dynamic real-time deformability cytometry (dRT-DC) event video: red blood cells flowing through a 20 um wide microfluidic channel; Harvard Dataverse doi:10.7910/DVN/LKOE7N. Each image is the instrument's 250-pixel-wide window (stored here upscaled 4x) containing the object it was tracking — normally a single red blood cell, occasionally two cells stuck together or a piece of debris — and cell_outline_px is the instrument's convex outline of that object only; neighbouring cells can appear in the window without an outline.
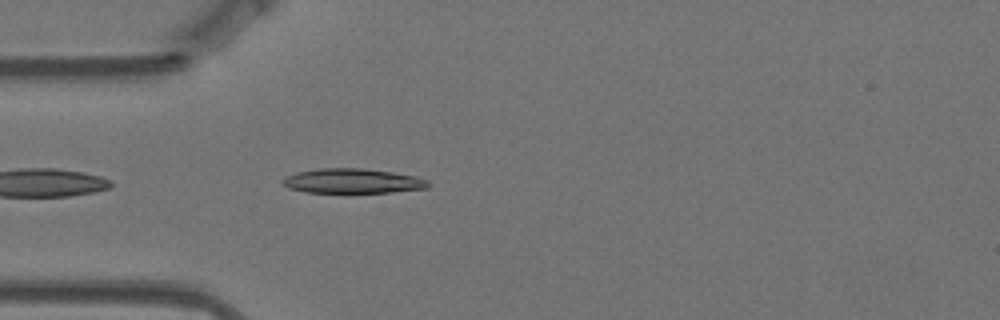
{"species": "Egyptian fruit bat (a non-hibernating species)", "species_latin": "Rousettus aegyptiacus", "temperature_condition": "warm", "stored_images_in_passage": 43, "camera_frame_rate_fps": 3000, "um_per_image_px": 0.085, "animal": {"sex": "female"}, "frame": {"image": 1, "passage_image": 2, "time_ms": 0.333, "image_size_px": [1000, 320], "cell_outline_px": [[432, 184], [428, 188], [392, 192], [308, 192], [288, 188], [280, 180], [284, 176], [296, 172], [320, 168], [364, 168], [392, 172], [416, 176], [428, 180]], "centroid_in_image_um": [29.98, 15.37], "position_along_channel_um": 55.0, "area_um2": 21.04}}
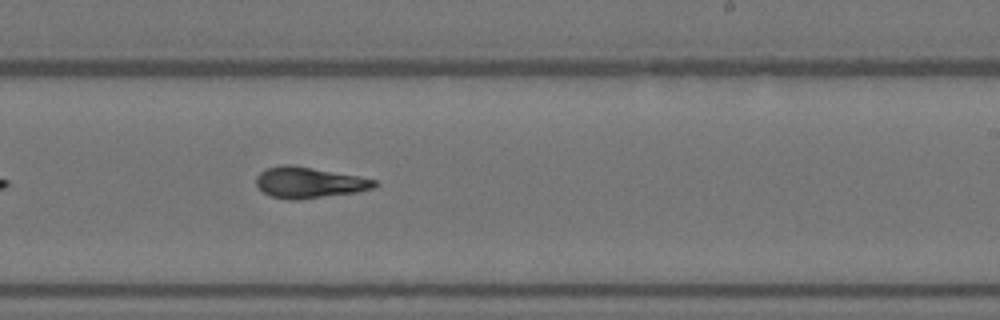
{"frame": {"image": 2, "passage_image": 20, "time_ms": 6.333, "image_size_px": [1000, 320], "cell_outline_px": [[376, 184], [372, 188], [356, 192], [296, 200], [288, 200], [272, 196], [264, 192], [256, 184], [256, 176], [264, 168], [284, 164], [288, 164], [312, 168], [356, 176], [376, 180]], "centroid_in_image_um": [26.2, 15.51], "position_along_channel_um": 262.8, "area_um2": 20.98}}
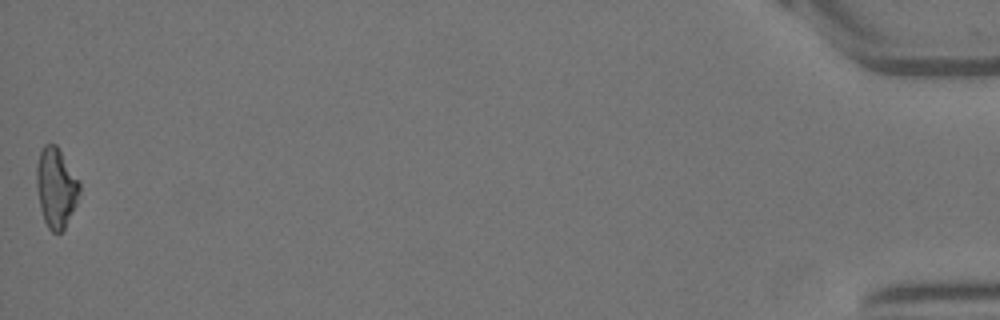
{"frame": {"image": 3, "passage_image": 43, "time_ms": 14.0, "image_size_px": [1000, 320], "cell_outline_px": [[80, 192], [76, 204], [64, 228], [60, 232], [52, 232], [48, 228], [44, 220], [40, 208], [36, 184], [36, 168], [40, 152], [44, 144], [56, 144], [80, 180]], "centroid_in_image_um": [4.77, 15.93], "position_along_channel_um": 430.4, "area_um2": 20.0}, "authors_computed_cell_mechanics": {"area_um2": 20.5768, "velocity_mm_per_s": 3.5168, "shape_relaxation_time_tau1_ms": null, "shape_relaxation_time_tau2_ms": 1.5242, "deformation_change_tau1": null, "deformation_change_tau2": 0.0805}}